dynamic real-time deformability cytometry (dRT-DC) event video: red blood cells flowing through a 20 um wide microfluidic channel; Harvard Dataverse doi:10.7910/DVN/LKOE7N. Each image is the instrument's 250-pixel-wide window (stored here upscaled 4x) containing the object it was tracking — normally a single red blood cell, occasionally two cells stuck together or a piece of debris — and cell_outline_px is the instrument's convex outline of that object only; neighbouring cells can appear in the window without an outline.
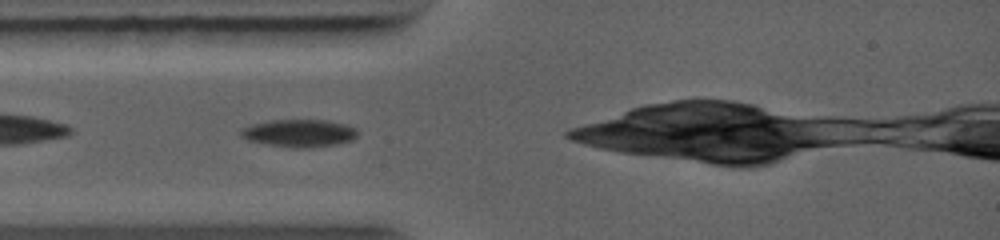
{"species": "common noctule bat (a hibernating species)", "species_latin": "Nyctalus noctula", "temperature_condition": "warm", "stored_images_in_passage": 27, "camera_frame_rate_fps": 5000, "um_per_image_px": 0.085, "animal": {"sex": "female", "body_mass_g": 19.0, "forearm_length_mm": 56.7}, "frame": {"image": 1, "passage_image": 3, "time_ms": 0.8, "image_size_px": [1000, 240], "cell_outline_px": [[356, 136], [352, 140], [336, 144], [312, 148], [292, 148], [268, 144], [248, 140], [240, 136], [240, 128], [252, 124], [272, 120], [328, 120], [344, 124], [356, 128]], "centroid_in_image_um": [25.41, 11.32], "position_along_channel_um": 59.6, "area_um2": 18.79}}
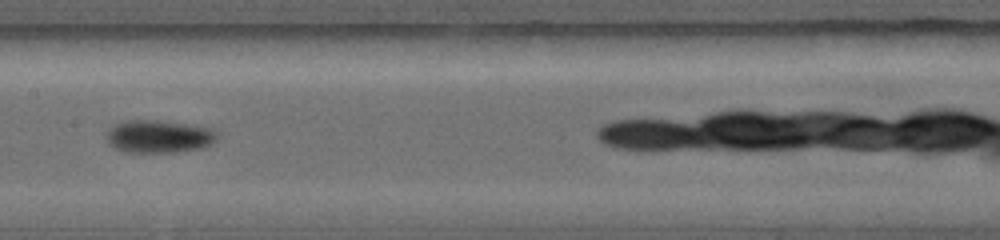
{"frame": {"image": 2, "passage_image": 12, "time_ms": 3.6, "image_size_px": [1000, 240], "cell_outline_px": [[216, 140], [212, 144], [200, 148], [172, 152], [124, 152], [108, 144], [108, 128], [116, 124], [128, 120], [156, 120], [212, 128], [216, 132]], "centroid_in_image_um": [13.49, 11.6], "position_along_channel_um": 193.9, "area_um2": 20.87}}
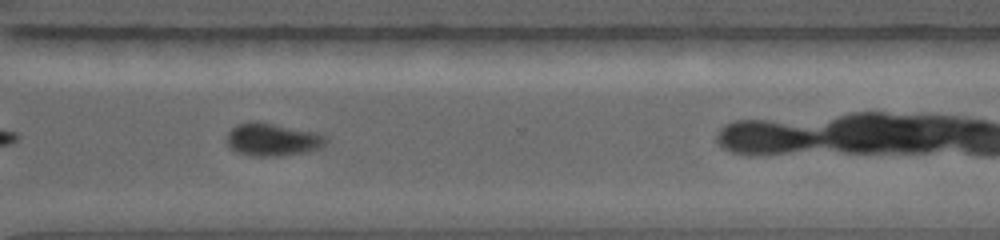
{"frame": {"image": 3, "passage_image": 21, "time_ms": 6.8, "image_size_px": [1000, 240], "cell_outline_px": [[328, 140], [320, 148], [308, 152], [280, 156], [252, 156], [236, 152], [228, 144], [228, 132], [236, 124], [272, 124], [316, 132], [324, 136]], "centroid_in_image_um": [23.2, 11.91], "position_along_channel_um": 347.4, "area_um2": 18.32}}